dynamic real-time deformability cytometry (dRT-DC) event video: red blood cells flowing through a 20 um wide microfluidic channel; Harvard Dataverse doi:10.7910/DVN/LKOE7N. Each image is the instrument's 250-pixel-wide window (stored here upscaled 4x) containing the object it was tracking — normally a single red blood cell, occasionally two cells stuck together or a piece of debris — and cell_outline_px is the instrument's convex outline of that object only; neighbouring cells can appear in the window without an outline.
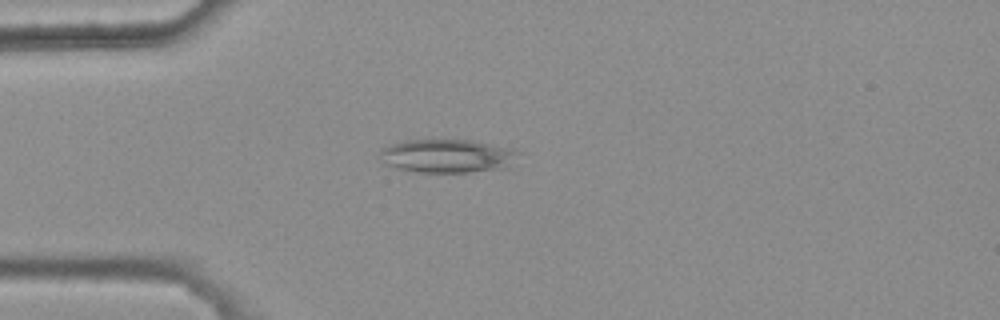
{"species": "common noctule bat (a hibernating species)", "species_latin": "Nyctalus noctula", "temperature_condition": "warm", "stored_images_in_passage": 4, "camera_frame_rate_fps": 3000, "um_per_image_px": 0.085, "animal": {"sex": "female", "body_mass_g": 25.1}, "frame": {"image": 1, "passage_image": 4, "time_ms": 1.0, "image_size_px": [1000, 320], "cell_outline_px": [[520, 152], [512, 168], [468, 172], [416, 172], [396, 168], [384, 164], [380, 152], [384, 148], [392, 144], [404, 140], [472, 140], [512, 148]], "centroid_in_image_um": [38.1, 13.27], "position_along_channel_um": 46.9, "area_um2": 27.28}}